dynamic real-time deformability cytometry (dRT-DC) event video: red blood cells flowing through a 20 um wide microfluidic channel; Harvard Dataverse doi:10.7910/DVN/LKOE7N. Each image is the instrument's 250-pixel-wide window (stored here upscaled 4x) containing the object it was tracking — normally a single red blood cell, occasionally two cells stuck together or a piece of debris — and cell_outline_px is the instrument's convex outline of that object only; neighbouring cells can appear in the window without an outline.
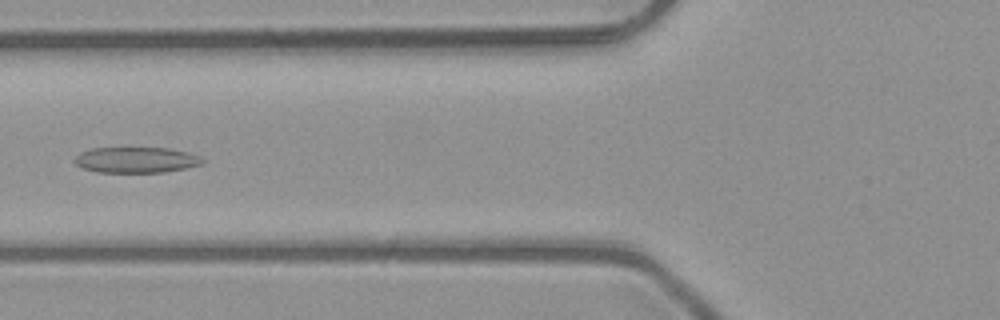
{"species": "common noctule bat (a hibernating species)", "species_latin": "Nyctalus noctula", "temperature_condition": "room temperature", "stored_images_in_passage": 5, "camera_frame_rate_fps": 3000, "um_per_image_px": 0.085, "animal": {"sex": "male", "body_mass_g": 23.1, "forearm_length_mm": 52.7}, "frame": {"image": 1, "passage_image": 5, "time_ms": 1.333, "image_size_px": [1000, 320], "cell_outline_px": [[204, 164], [164, 172], [96, 172], [84, 168], [76, 164], [72, 160], [80, 152], [88, 148], [120, 144], [168, 148], [188, 152], [200, 156], [204, 160]], "centroid_in_image_um": [11.51, 13.52], "position_along_channel_um": 114.3, "area_um2": 20.4}}